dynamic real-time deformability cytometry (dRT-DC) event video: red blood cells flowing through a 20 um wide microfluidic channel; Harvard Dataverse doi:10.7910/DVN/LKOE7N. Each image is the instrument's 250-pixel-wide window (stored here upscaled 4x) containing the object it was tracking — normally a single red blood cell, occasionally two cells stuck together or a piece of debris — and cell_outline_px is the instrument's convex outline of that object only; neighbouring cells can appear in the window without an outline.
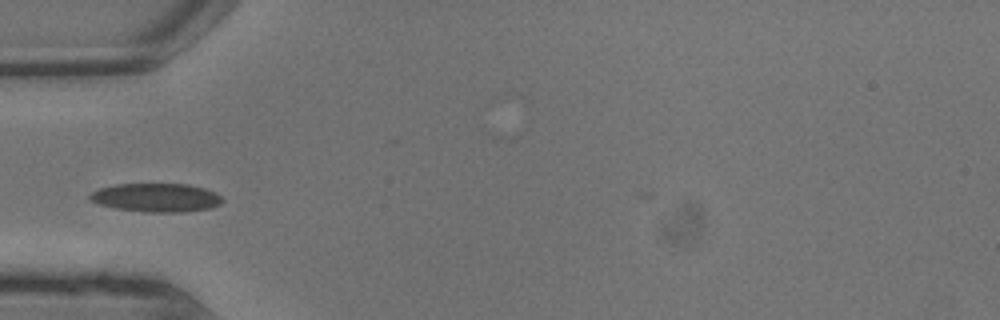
{"species": "common noctule bat (a hibernating species)", "species_latin": "Nyctalus noctula", "temperature_condition": "warm", "stored_images_in_passage": 6, "camera_frame_rate_fps": 3000, "um_per_image_px": 0.085, "animal": {"sex": "male", "body_mass_g": 13.3}, "frame": {"image": 1, "passage_image": 2, "time_ms": 0.333, "image_size_px": [1000, 320], "cell_outline_px": [[224, 200], [220, 204], [208, 208], [180, 212], [148, 212], [116, 208], [100, 204], [92, 200], [88, 196], [92, 192], [100, 188], [116, 184], [188, 184], [204, 188], [216, 192]], "centroid_in_image_um": [13.3, 16.79], "position_along_channel_um": 71.7, "area_um2": 21.85}}
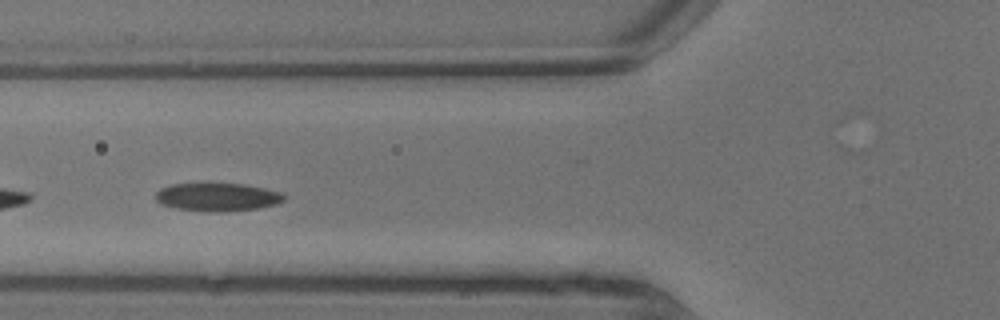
{"frame": {"image": 2, "passage_image": 3, "time_ms": 0.667, "image_size_px": [1000, 320], "cell_outline_px": [[284, 200], [276, 204], [256, 208], [220, 212], [212, 212], [176, 208], [160, 204], [156, 200], [156, 192], [160, 188], [172, 184], [244, 184], [264, 188], [280, 192], [284, 196]], "centroid_in_image_um": [18.45, 16.75], "position_along_channel_um": 107.4, "area_um2": 20.81}}
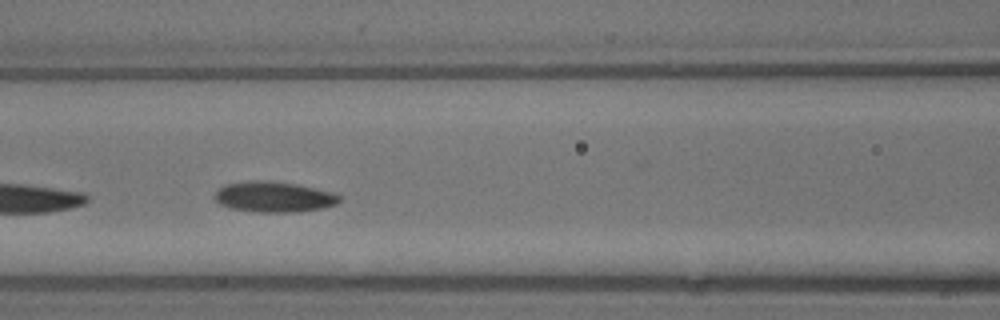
{"frame": {"image": 3, "passage_image": 4, "time_ms": 1.0, "image_size_px": [1000, 320], "cell_outline_px": [[340, 200], [336, 204], [320, 208], [288, 212], [260, 212], [232, 208], [220, 204], [216, 200], [216, 188], [224, 184], [252, 180], [264, 180], [296, 184], [332, 192], [340, 196]], "centroid_in_image_um": [23.24, 16.71], "position_along_channel_um": 143.4, "area_um2": 21.91}}